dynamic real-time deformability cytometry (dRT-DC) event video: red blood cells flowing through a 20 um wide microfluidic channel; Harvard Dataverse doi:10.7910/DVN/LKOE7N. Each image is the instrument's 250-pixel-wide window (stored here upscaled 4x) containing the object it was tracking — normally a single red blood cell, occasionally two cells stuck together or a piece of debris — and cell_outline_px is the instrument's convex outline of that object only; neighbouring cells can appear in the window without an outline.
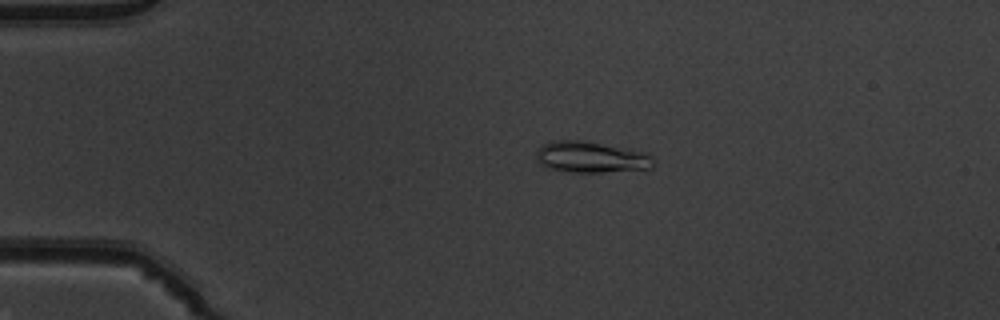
{"species": "common noctule bat (a hibernating species)", "species_latin": "Nyctalus noctula", "temperature_condition": "warm", "stored_images_in_passage": 42, "camera_frame_rate_fps": 3000, "um_per_image_px": 0.085, "animal": {"sex": "male", "body_mass_g": 19.5, "forearm_length_mm": 54.6}, "frame": {"image": 1, "passage_image": 2, "time_ms": 0.333, "image_size_px": [1000, 320], "cell_outline_px": [[656, 164], [652, 168], [600, 172], [576, 172], [544, 168], [536, 160], [536, 152], [544, 144], [552, 140], [584, 140], [628, 148], [648, 152], [656, 160]], "centroid_in_image_um": [50.28, 13.34], "position_along_channel_um": 34.7, "area_um2": 21.68}}
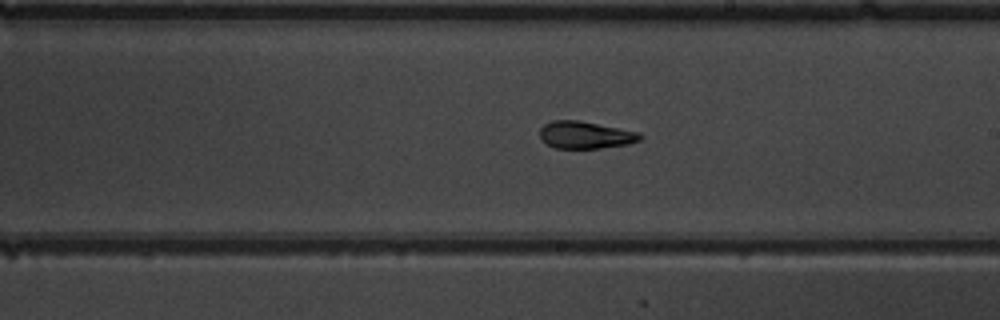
{"frame": {"image": 2, "passage_image": 21, "time_ms": 6.667, "image_size_px": [1000, 320], "cell_outline_px": [[644, 136], [640, 140], [628, 144], [600, 148], [556, 148], [540, 140], [540, 128], [544, 124], [552, 120], [580, 120], [640, 132]], "centroid_in_image_um": [49.76, 11.46], "position_along_channel_um": 239.2, "area_um2": 16.07}}
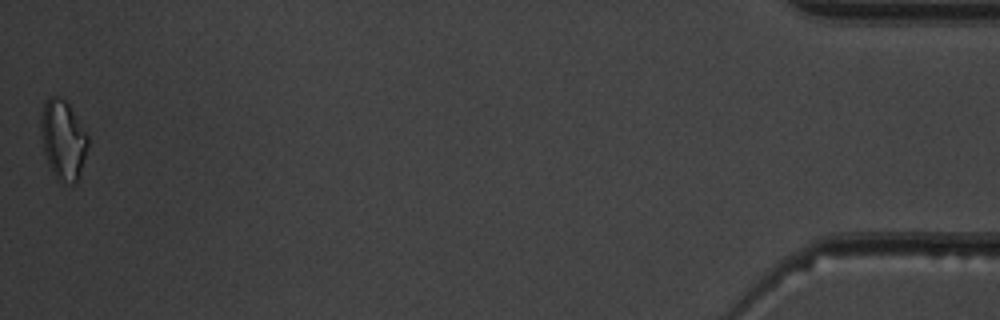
{"frame": {"image": 3, "passage_image": 42, "time_ms": 13.667, "image_size_px": [1000, 320], "cell_outline_px": [[88, 144], [80, 176], [76, 184], [72, 184], [56, 176], [52, 172], [48, 164], [44, 152], [40, 132], [40, 112], [44, 100], [52, 96], [56, 96], [68, 100], [88, 136]], "centroid_in_image_um": [5.35, 11.81], "position_along_channel_um": 429.9, "area_um2": 22.08}, "authors_computed_cell_mechanics": {"area_um2": 16.762, "velocity_mm_per_s": 3.9884, "shape_relaxation_time_tau1_ms": 10.7204, "shape_relaxation_time_tau2_ms": 3.0729, "deformation_change_tau1": 0.259, "deformation_change_tau2": 0.1023}}